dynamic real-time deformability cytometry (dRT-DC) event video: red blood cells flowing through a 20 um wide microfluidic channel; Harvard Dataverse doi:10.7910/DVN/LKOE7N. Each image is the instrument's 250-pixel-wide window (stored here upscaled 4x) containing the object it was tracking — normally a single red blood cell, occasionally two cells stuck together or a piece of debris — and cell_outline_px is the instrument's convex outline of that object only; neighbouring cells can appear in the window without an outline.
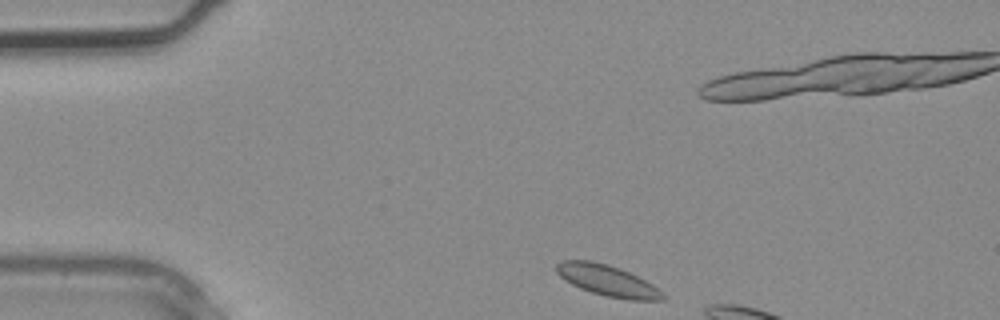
{"species": "common noctule bat (a hibernating species)", "species_latin": "Nyctalus noctula", "temperature_condition": "warm", "stored_images_in_passage": 4, "camera_frame_rate_fps": 3000, "um_per_image_px": 0.085, "animal": {"sex": "male", "body_mass_g": 20.4}, "frame": {"image": 1, "passage_image": 1, "time_ms": 0.0, "image_size_px": [1000, 320], "cell_outline_px": [[664, 300], [628, 300], [608, 296], [592, 292], [580, 288], [564, 280], [556, 272], [556, 264], [560, 260], [592, 260], [608, 264], [620, 268], [652, 284], [664, 296]], "centroid_in_image_um": [51.58, 23.83], "position_along_channel_um": 33.4, "area_um2": 19.02}}